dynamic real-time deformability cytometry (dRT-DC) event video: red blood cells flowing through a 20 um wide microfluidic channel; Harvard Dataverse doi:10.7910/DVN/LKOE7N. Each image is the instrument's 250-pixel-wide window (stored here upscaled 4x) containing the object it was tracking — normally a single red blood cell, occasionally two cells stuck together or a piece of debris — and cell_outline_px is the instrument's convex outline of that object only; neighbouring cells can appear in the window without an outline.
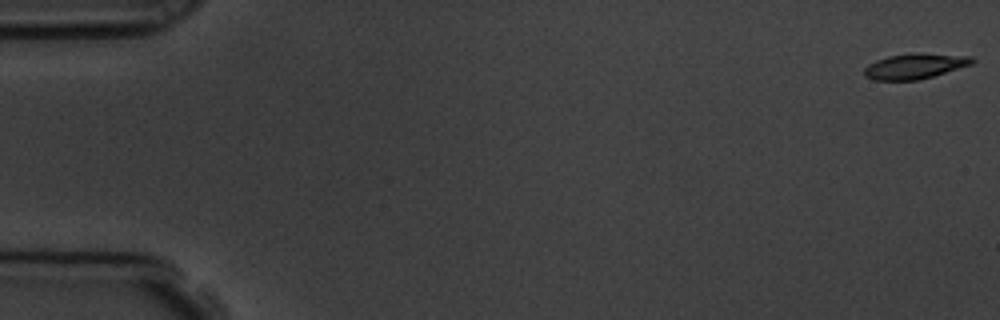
{"species": "common noctule bat (a hibernating species)", "species_latin": "Nyctalus noctula", "temperature_condition": "room temperature", "stored_images_in_passage": 14, "camera_frame_rate_fps": 3000, "um_per_image_px": 0.085, "animal": {"sex": "male", "body_mass_g": 19.5, "forearm_length_mm": 54.6}, "frame": {"image": 1, "passage_image": 1, "time_ms": 0.0, "image_size_px": [1000, 320], "cell_outline_px": [[976, 60], [972, 64], [920, 80], [872, 80], [864, 76], [864, 68], [868, 64], [876, 60], [888, 56], [916, 52], [972, 56]], "centroid_in_image_um": [77.76, 5.61], "position_along_channel_um": 7.2, "area_um2": 16.13}}
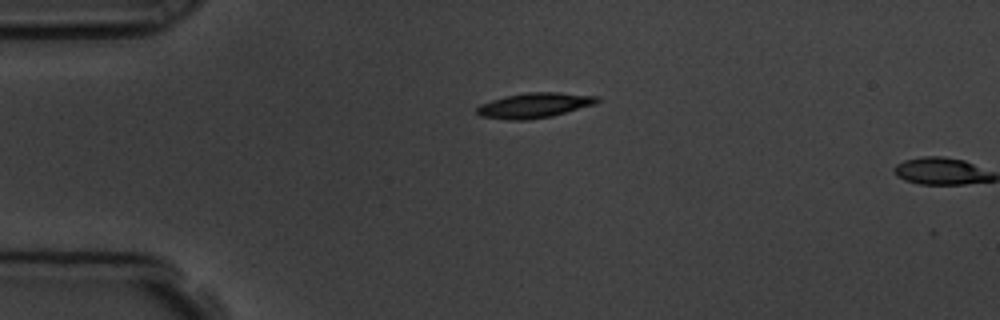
{"frame": {"image": 2, "passage_image": 13, "time_ms": 4.0, "image_size_px": [1000, 320], "cell_outline_px": [[600, 100], [596, 104], [552, 116], [528, 120], [508, 120], [480, 116], [476, 112], [476, 108], [480, 104], [504, 96], [528, 92], [560, 92], [600, 96]], "centroid_in_image_um": [45.44, 8.95], "position_along_channel_um": 39.6, "area_um2": 17.74}}